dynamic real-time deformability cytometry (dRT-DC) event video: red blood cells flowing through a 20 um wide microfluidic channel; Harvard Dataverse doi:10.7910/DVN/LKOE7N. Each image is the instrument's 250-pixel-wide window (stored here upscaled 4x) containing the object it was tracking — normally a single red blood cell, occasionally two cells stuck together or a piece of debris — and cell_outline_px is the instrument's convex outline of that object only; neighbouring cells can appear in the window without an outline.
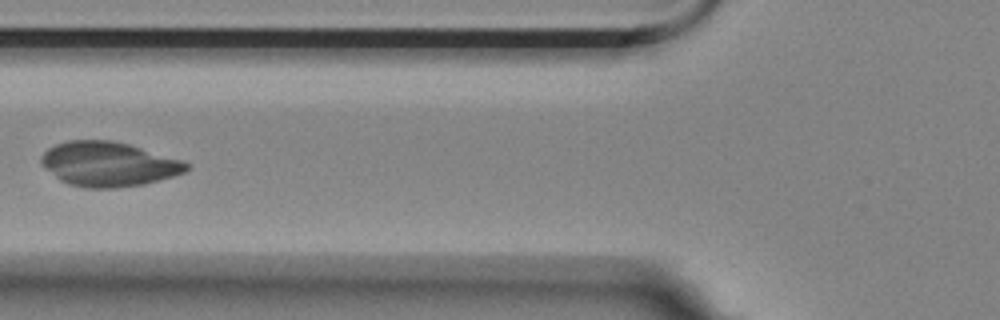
{"species": "Egyptian fruit bat (a non-hibernating species)", "species_latin": "Rousettus aegyptiacus", "temperature_condition": "room temperature", "stored_images_in_passage": 8, "camera_frame_rate_fps": 3000, "um_per_image_px": 0.085, "animal": {"sex": "female"}, "frame": {"image": 1, "passage_image": 4, "time_ms": 1.0, "image_size_px": [1000, 320], "cell_outline_px": [[188, 168], [184, 172], [172, 176], [144, 184], [116, 188], [84, 188], [68, 184], [60, 180], [40, 164], [40, 156], [48, 148], [56, 144], [68, 140], [112, 140], [128, 144], [180, 160], [188, 164]], "centroid_in_image_um": [9.15, 13.95], "position_along_channel_um": 116.6, "area_um2": 37.45}}
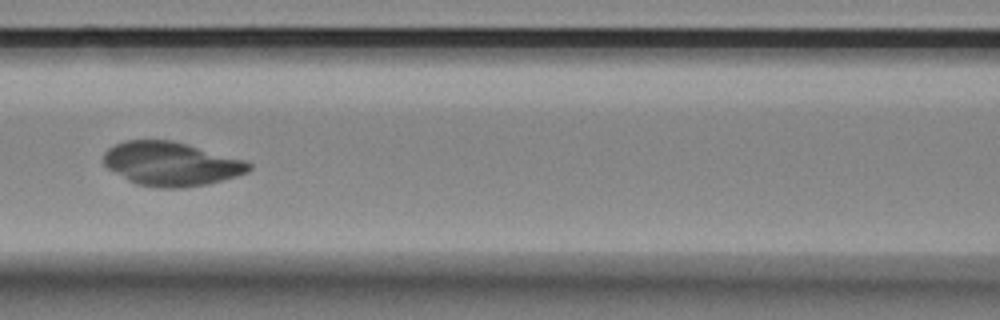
{"frame": {"image": 2, "passage_image": 5, "time_ms": 1.333, "image_size_px": [1000, 320], "cell_outline_px": [[252, 168], [248, 172], [236, 176], [208, 184], [180, 188], [160, 188], [136, 184], [128, 180], [108, 168], [104, 164], [104, 152], [108, 148], [124, 140], [172, 140], [188, 144], [248, 160], [252, 164]], "centroid_in_image_um": [14.58, 13.92], "position_along_channel_um": 152.0, "area_um2": 37.4}}
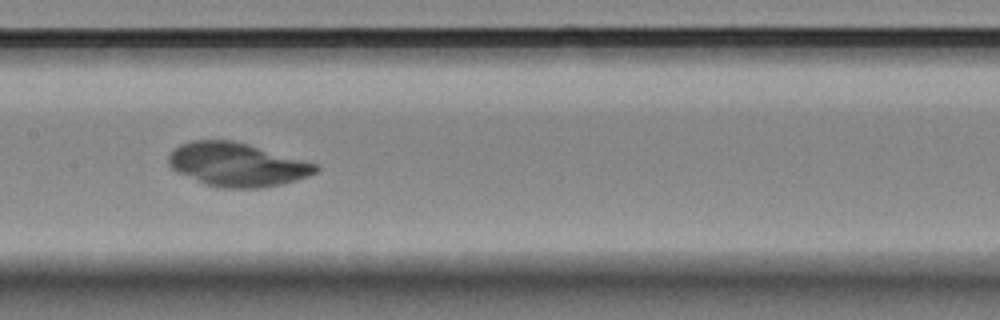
{"frame": {"image": 3, "passage_image": 6, "time_ms": 1.667, "image_size_px": [1000, 320], "cell_outline_px": [[320, 168], [316, 172], [308, 176], [296, 180], [280, 184], [260, 188], [220, 188], [204, 184], [176, 172], [168, 164], [168, 156], [180, 144], [192, 140], [232, 140], [248, 144], [316, 164]], "centroid_in_image_um": [20.11, 14.0], "position_along_channel_um": 187.3, "area_um2": 37.22}}